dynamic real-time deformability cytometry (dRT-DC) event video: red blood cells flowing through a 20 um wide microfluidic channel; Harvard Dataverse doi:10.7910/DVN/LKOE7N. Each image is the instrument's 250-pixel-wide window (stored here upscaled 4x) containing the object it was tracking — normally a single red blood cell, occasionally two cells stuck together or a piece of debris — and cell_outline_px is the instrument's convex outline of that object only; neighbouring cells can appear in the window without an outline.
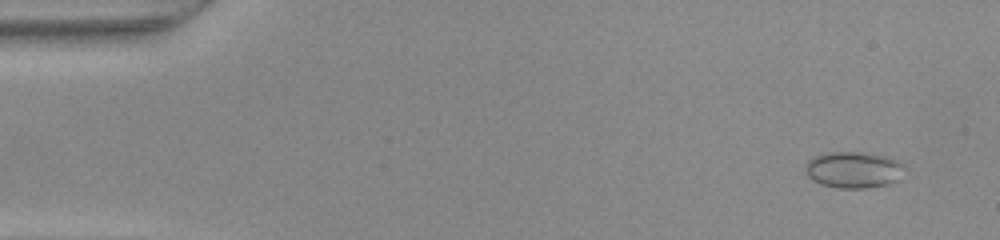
{"species": "common noctule bat (a hibernating species)", "species_latin": "Nyctalus noctula", "temperature_condition": "warm", "stored_images_in_passage": 48, "camera_frame_rate_fps": 3000, "um_per_image_px": 0.085, "animal": {"sex": "female", "body_mass_g": 22.0, "forearm_length_mm": 56.7}, "frame": {"image": 1, "passage_image": 3, "time_ms": 0.667, "image_size_px": [1000, 240], "cell_outline_px": [[908, 168], [900, 180], [888, 184], [868, 188], [836, 188], [820, 184], [812, 180], [808, 176], [804, 168], [808, 160], [816, 156], [828, 152], [860, 152], [888, 156], [904, 164]], "centroid_in_image_um": [72.61, 14.44], "position_along_channel_um": 12.4, "area_um2": 21.5}}
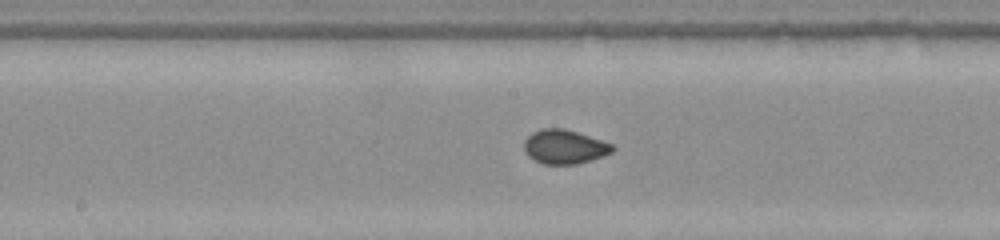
{"frame": {"image": 2, "passage_image": 25, "time_ms": 8.0, "image_size_px": [1000, 240], "cell_outline_px": [[616, 148], [612, 152], [604, 156], [592, 160], [576, 164], [544, 164], [528, 156], [524, 152], [524, 140], [532, 132], [540, 128], [564, 128], [612, 144]], "centroid_in_image_um": [47.96, 12.48], "position_along_channel_um": 200.2, "area_um2": 17.57}}
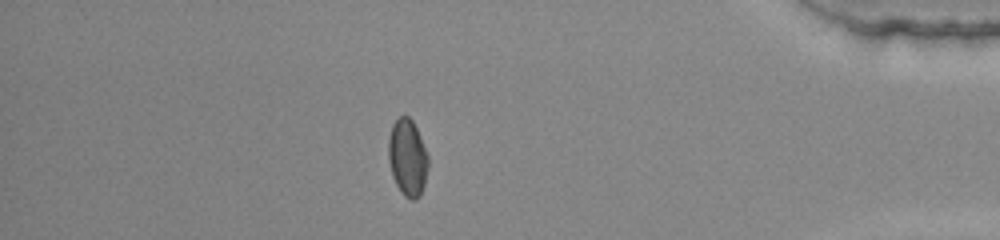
{"frame": {"image": 3, "passage_image": 42, "time_ms": 13.667, "image_size_px": [1000, 240], "cell_outline_px": [[428, 168], [424, 184], [420, 196], [416, 200], [412, 200], [404, 196], [400, 192], [392, 176], [388, 160], [388, 136], [392, 124], [400, 116], [408, 116], [412, 120], [420, 136], [428, 156]], "centroid_in_image_um": [34.62, 13.41], "position_along_channel_um": 400.6, "area_um2": 17.98}}